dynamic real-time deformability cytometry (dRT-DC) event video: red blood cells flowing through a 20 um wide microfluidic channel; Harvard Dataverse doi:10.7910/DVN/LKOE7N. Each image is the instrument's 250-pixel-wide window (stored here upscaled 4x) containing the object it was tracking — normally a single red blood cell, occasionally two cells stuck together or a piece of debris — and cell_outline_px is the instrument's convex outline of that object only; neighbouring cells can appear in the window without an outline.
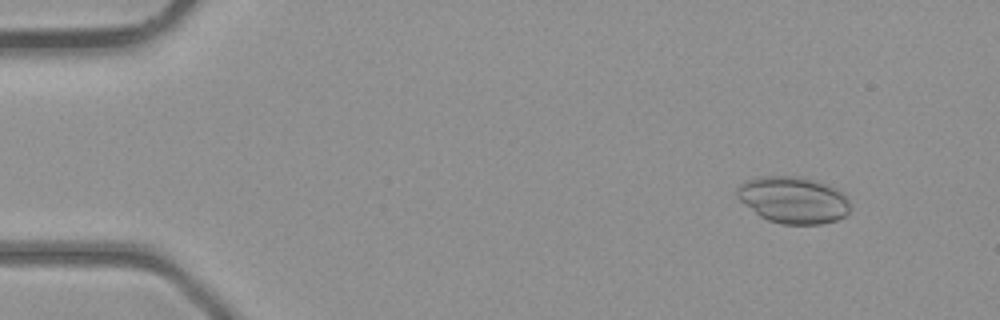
{"species": "common noctule bat (a hibernating species)", "species_latin": "Nyctalus noctula", "temperature_condition": "room temperature", "stored_images_in_passage": 4, "camera_frame_rate_fps": 3000, "um_per_image_px": 0.085, "animal": {"sex": "male", "body_mass_g": 23.1, "forearm_length_mm": 52.7}, "frame": {"image": 1, "passage_image": 1, "time_ms": 0.0, "image_size_px": [1000, 320], "cell_outline_px": [[848, 212], [844, 216], [836, 220], [820, 224], [784, 224], [768, 220], [760, 216], [744, 204], [736, 196], [736, 188], [740, 184], [748, 180], [760, 176], [796, 176], [820, 180], [844, 192], [848, 200]], "centroid_in_image_um": [67.43, 16.97], "position_along_channel_um": 17.6, "area_um2": 30.92}}
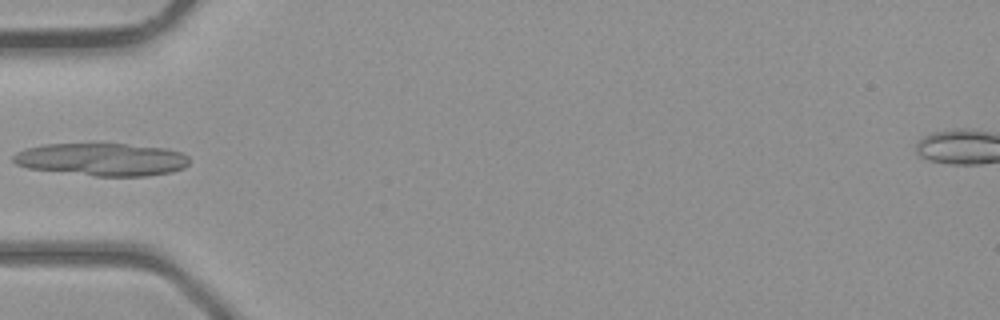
{"frame": {"image": 2, "passage_image": 4, "time_ms": 3.333, "image_size_px": [1000, 320], "cell_outline_px": [[188, 164], [184, 168], [172, 172], [144, 176], [96, 176], [28, 168], [16, 164], [12, 160], [12, 156], [16, 152], [24, 148], [44, 144], [128, 144], [168, 148], [180, 152], [188, 156]], "centroid_in_image_um": [8.66, 13.55], "position_along_channel_um": 76.3, "area_um2": 33.64}}